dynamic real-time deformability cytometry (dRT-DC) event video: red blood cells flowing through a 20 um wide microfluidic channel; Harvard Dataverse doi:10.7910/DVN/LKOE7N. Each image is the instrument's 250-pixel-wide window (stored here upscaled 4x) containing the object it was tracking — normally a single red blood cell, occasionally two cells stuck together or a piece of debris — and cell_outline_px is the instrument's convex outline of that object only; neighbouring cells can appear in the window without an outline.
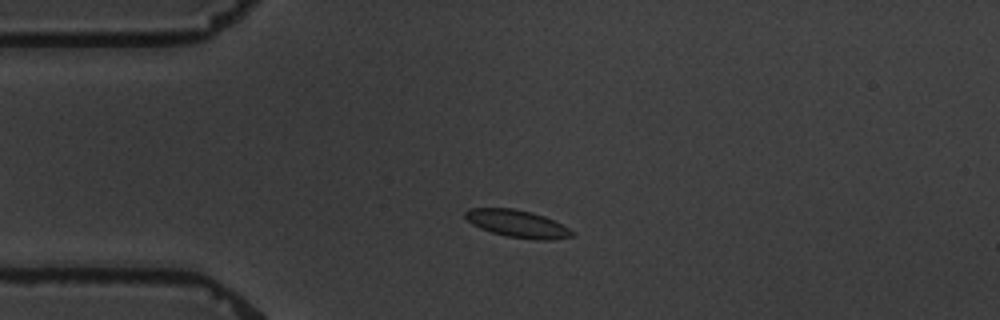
{"species": "common noctule bat (a hibernating species)", "species_latin": "Nyctalus noctula", "temperature_condition": "warm", "stored_images_in_passage": 2, "camera_frame_rate_fps": 3000, "um_per_image_px": 0.085, "animal": {"sex": "male", "body_mass_g": 19.5, "forearm_length_mm": 54.6}, "frame": {"image": 1, "passage_image": 1, "time_ms": 0.0, "image_size_px": [1000, 320], "cell_outline_px": [[576, 236], [552, 240], [536, 240], [508, 236], [492, 232], [480, 228], [472, 224], [464, 216], [464, 212], [468, 208], [512, 208], [532, 212], [544, 216], [576, 232]], "centroid_in_image_um": [44.0, 19.02], "position_along_channel_um": 41.0, "area_um2": 17.05}}